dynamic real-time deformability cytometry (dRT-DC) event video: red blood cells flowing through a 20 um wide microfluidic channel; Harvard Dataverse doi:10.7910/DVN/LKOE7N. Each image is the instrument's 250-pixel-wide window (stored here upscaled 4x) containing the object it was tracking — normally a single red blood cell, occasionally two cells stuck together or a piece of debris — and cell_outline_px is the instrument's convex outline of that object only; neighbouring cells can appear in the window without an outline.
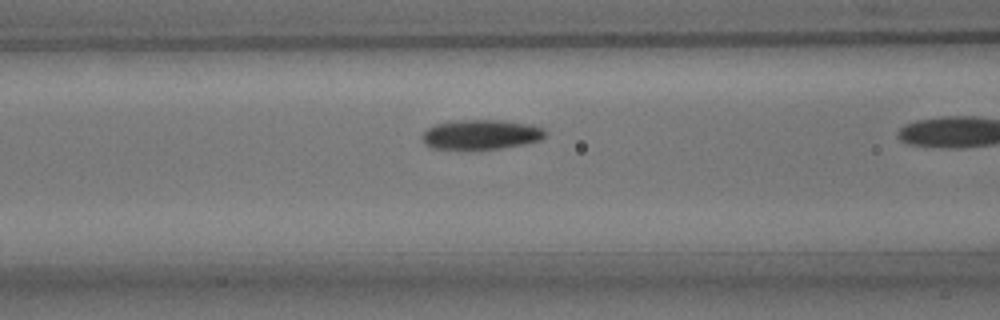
{"species": "common noctule bat (a hibernating species)", "species_latin": "Nyctalus noctula", "temperature_condition": "room temperature", "stored_images_in_passage": 11, "camera_frame_rate_fps": 3000, "um_per_image_px": 0.085, "animal": {"sex": "male", "body_mass_g": 15.6}, "frame": {"image": 1, "passage_image": 10, "time_ms": 3.0, "image_size_px": [1000, 320], "cell_outline_px": [[548, 132], [540, 140], [524, 144], [500, 148], [460, 152], [432, 148], [424, 144], [420, 136], [428, 128], [436, 124], [456, 120], [500, 120], [532, 124], [544, 128]], "centroid_in_image_um": [40.84, 11.47], "position_along_channel_um": 125.8, "area_um2": 22.2}}